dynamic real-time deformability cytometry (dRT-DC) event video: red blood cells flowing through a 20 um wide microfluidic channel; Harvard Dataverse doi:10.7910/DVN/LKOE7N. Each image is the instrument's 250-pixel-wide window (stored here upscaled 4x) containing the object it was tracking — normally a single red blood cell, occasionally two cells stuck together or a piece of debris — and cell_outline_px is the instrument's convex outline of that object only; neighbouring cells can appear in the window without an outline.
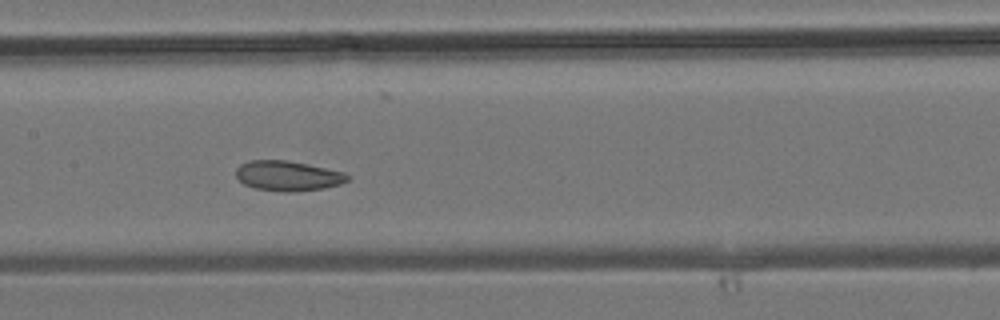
{"species": "common noctule bat (a hibernating species)", "species_latin": "Nyctalus noctula", "temperature_condition": "room temperature", "stored_images_in_passage": 21, "camera_frame_rate_fps": 3000, "um_per_image_px": 0.085, "animal": {"sex": "male", "body_mass_g": 19.2, "forearm_length_mm": 51.8}, "frame": {"image": 1, "passage_image": 10, "time_ms": 3.0, "image_size_px": [1000, 320], "cell_outline_px": [[352, 176], [348, 180], [340, 184], [324, 188], [296, 192], [284, 192], [256, 188], [244, 184], [236, 176], [236, 168], [240, 164], [252, 160], [284, 160], [344, 172]], "centroid_in_image_um": [24.47, 14.96], "position_along_channel_um": 182.9, "area_um2": 19.36}}